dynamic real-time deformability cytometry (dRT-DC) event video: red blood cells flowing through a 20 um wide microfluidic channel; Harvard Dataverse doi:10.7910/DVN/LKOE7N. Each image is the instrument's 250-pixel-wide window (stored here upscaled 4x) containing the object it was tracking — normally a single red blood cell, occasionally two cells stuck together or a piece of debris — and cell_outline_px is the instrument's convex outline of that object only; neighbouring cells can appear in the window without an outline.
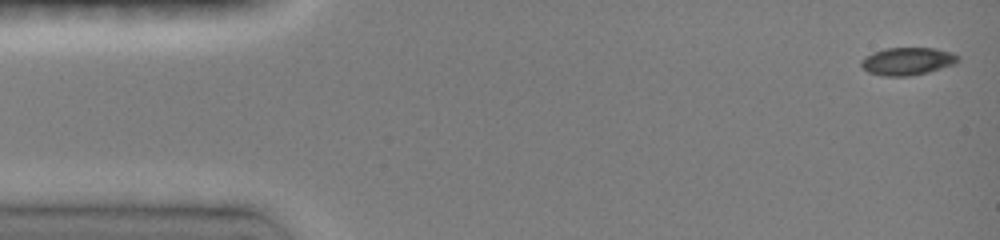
{"species": "common noctule bat (a hibernating species)", "species_latin": "Nyctalus noctula", "temperature_condition": "room temperature", "stored_images_in_passage": 18, "camera_frame_rate_fps": 3000, "um_per_image_px": 0.085, "animal": {"sex": "female", "body_mass_g": 19.0, "forearm_length_mm": 51.5}, "frame": {"image": 1, "passage_image": 1, "time_ms": 0.0, "image_size_px": [1000, 240], "cell_outline_px": [[960, 60], [956, 64], [928, 72], [908, 76], [880, 76], [868, 72], [860, 64], [860, 60], [864, 56], [872, 52], [884, 48], [936, 48], [952, 52], [960, 56]], "centroid_in_image_um": [77.14, 5.2], "position_along_channel_um": 7.9, "area_um2": 15.9}}
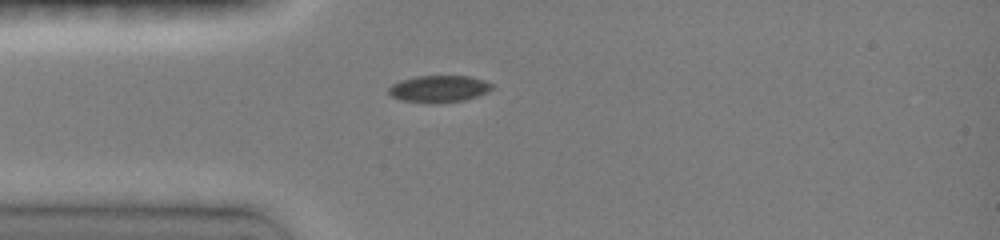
{"frame": {"image": 2, "passage_image": 10, "time_ms": 3.667, "image_size_px": [1000, 240], "cell_outline_px": [[492, 88], [488, 92], [464, 100], [400, 100], [392, 96], [388, 92], [388, 88], [392, 84], [400, 80], [416, 76], [468, 76], [484, 80], [492, 84]], "centroid_in_image_um": [37.31, 7.49], "position_along_channel_um": 47.7, "area_um2": 15.32}}
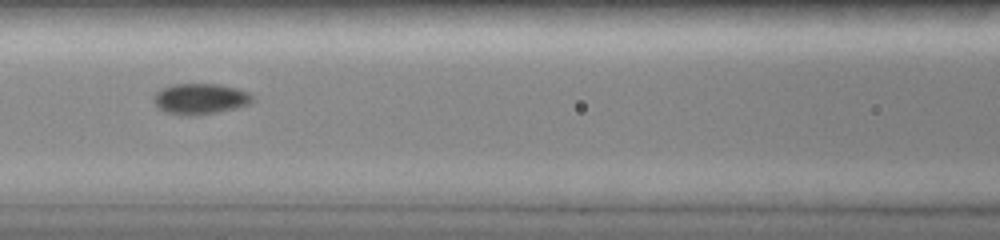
{"frame": {"image": 3, "passage_image": 16, "time_ms": 6.333, "image_size_px": [1000, 240], "cell_outline_px": [[252, 100], [248, 104], [236, 108], [196, 116], [188, 116], [168, 112], [160, 108], [152, 100], [152, 96], [160, 88], [172, 84], [220, 84], [236, 88], [248, 92], [252, 96]], "centroid_in_image_um": [16.99, 8.39], "position_along_channel_um": 149.6, "area_um2": 17.69}}